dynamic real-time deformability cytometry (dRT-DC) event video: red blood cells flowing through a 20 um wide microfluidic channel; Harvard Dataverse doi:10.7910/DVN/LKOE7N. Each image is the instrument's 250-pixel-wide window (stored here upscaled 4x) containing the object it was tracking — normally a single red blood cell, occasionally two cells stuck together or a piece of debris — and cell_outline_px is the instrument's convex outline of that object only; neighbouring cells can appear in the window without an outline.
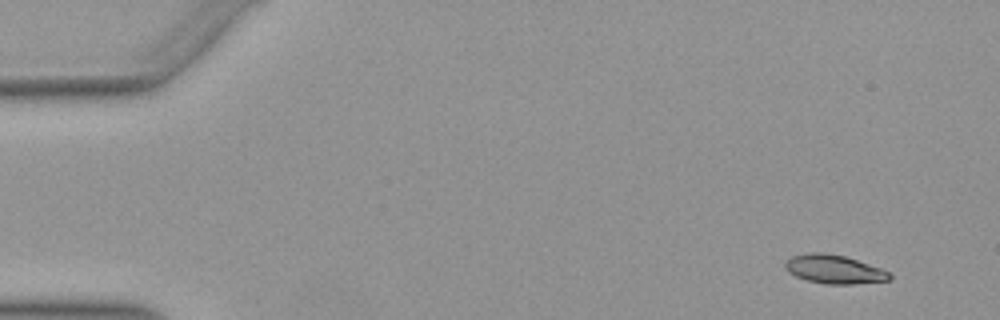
{"species": "Egyptian fruit bat (a non-hibernating species)", "species_latin": "Rousettus aegyptiacus", "temperature_condition": "warm", "stored_images_in_passage": 49, "camera_frame_rate_fps": 3000, "um_per_image_px": 0.085, "animal": {"sex": "female"}, "frame": {"image": 1, "passage_image": 1, "time_ms": 0.0, "image_size_px": [1000, 320], "cell_outline_px": [[892, 276], [888, 280], [852, 284], [828, 284], [808, 280], [796, 276], [788, 272], [784, 268], [784, 264], [792, 256], [812, 252], [820, 252], [844, 256], [880, 268], [888, 272]], "centroid_in_image_um": [70.87, 22.89], "position_along_channel_um": 14.1, "area_um2": 17.11}}
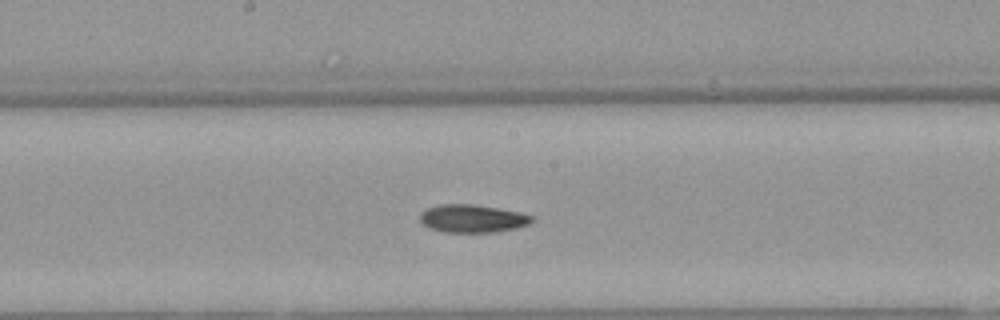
{"frame": {"image": 2, "passage_image": 25, "time_ms": 8.0, "image_size_px": [1000, 320], "cell_outline_px": [[532, 220], [528, 224], [516, 228], [496, 232], [444, 232], [428, 228], [420, 220], [420, 212], [428, 208], [440, 204], [472, 204], [520, 212], [532, 216]], "centroid_in_image_um": [40.12, 18.58], "position_along_channel_um": 208.1, "area_um2": 18.09}}
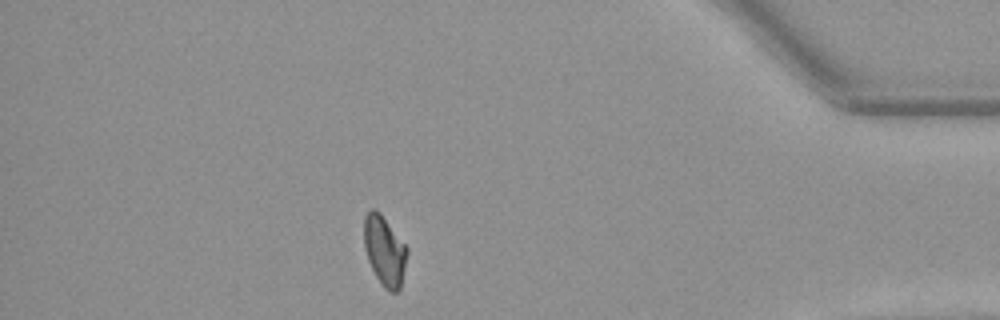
{"frame": {"image": 3, "passage_image": 43, "time_ms": 14.0, "image_size_px": [1000, 320], "cell_outline_px": [[408, 252], [400, 288], [396, 292], [392, 292], [384, 288], [376, 276], [368, 260], [364, 248], [364, 216], [372, 208], [376, 208], [380, 212], [408, 248]], "centroid_in_image_um": [32.68, 21.29], "position_along_channel_um": 402.5, "area_um2": 17.46}, "authors_computed_cell_mechanics": {"area_um2": 17.8024, "velocity_mm_per_s": 3.9371, "shape_relaxation_time_tau1_ms": 6.9201, "shape_relaxation_time_tau2_ms": 9.3905, "deformation_change_tau1": 0.1877, "deformation_change_tau2": 0.146}}